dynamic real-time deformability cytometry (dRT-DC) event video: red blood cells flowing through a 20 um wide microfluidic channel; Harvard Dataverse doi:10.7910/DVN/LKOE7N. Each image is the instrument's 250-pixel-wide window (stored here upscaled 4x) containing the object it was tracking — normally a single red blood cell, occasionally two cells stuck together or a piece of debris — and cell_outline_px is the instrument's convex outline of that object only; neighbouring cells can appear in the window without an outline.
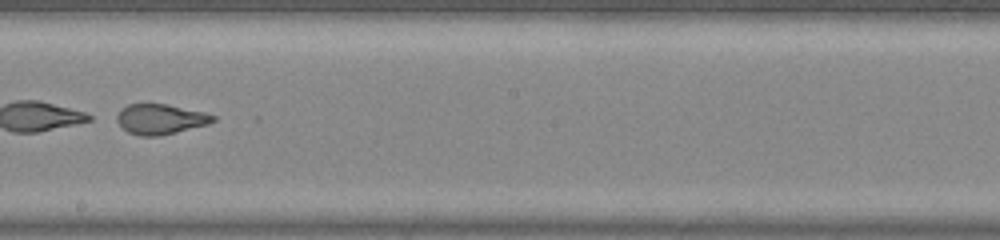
{"species": "common noctule bat (a hibernating species)", "species_latin": "Nyctalus noctula", "temperature_condition": "warm", "stored_images_in_passage": 45, "camera_frame_rate_fps": 3000, "um_per_image_px": 0.085, "animal": {"sex": "male", "body_mass_g": 20.0, "forearm_length_mm": 53.3}, "frame": {"image": 1, "passage_image": 27, "time_ms": 8.667, "image_size_px": [1000, 240], "cell_outline_px": [[216, 120], [208, 124], [160, 136], [140, 136], [128, 132], [116, 120], [116, 116], [120, 108], [128, 104], [164, 104], [204, 112], [216, 116]], "centroid_in_image_um": [13.62, 10.13], "position_along_channel_um": 234.6, "area_um2": 16.82}}
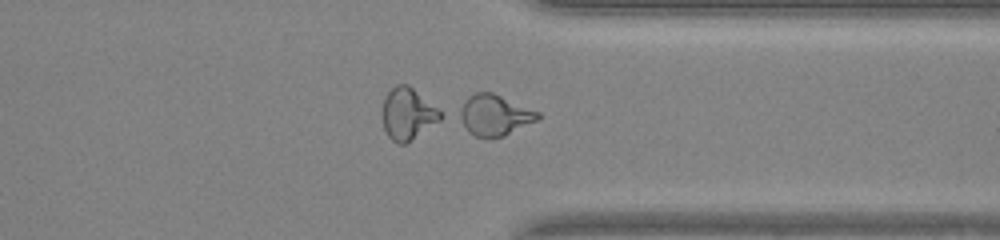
{"frame": {"image": 2, "passage_image": 36, "time_ms": 11.667, "image_size_px": [1000, 240], "cell_outline_px": [[540, 116], [536, 120], [504, 136], [476, 136], [468, 132], [456, 116], [456, 112], [464, 100], [468, 96], [476, 92], [492, 92], [540, 112]], "centroid_in_image_um": [41.97, 9.76], "position_along_channel_um": 369.4, "area_um2": 18.61}}